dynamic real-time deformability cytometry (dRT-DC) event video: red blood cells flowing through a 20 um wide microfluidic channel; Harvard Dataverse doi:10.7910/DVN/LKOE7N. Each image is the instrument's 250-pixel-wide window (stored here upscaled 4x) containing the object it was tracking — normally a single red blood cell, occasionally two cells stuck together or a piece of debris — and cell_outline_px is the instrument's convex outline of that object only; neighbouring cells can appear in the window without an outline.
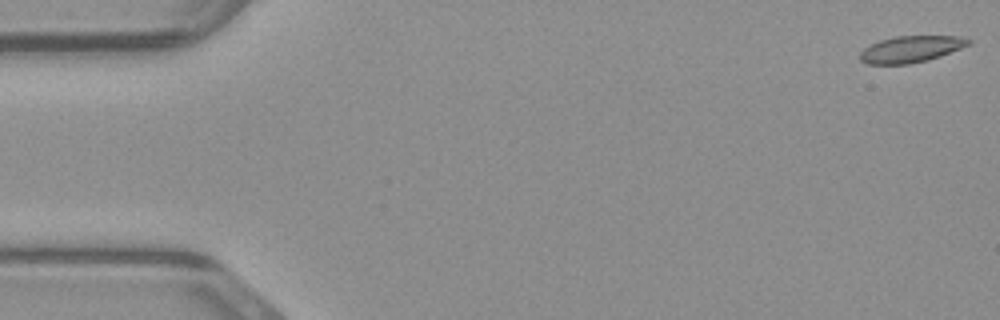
{"species": "common noctule bat (a hibernating species)", "species_latin": "Nyctalus noctula", "temperature_condition": "warm", "stored_images_in_passage": 49, "camera_frame_rate_fps": 3000, "um_per_image_px": 0.085, "animal": {"sex": "male", "body_mass_g": 23.1, "forearm_length_mm": 52.7}, "frame": {"image": 1, "passage_image": 1, "time_ms": 0.0, "image_size_px": [1000, 320], "cell_outline_px": [[972, 44], [940, 56], [928, 60], [908, 64], [868, 64], [860, 60], [860, 52], [864, 48], [880, 40], [896, 36], [964, 36], [972, 40]], "centroid_in_image_um": [77.47, 4.17], "position_along_channel_um": 7.5, "area_um2": 16.82}}
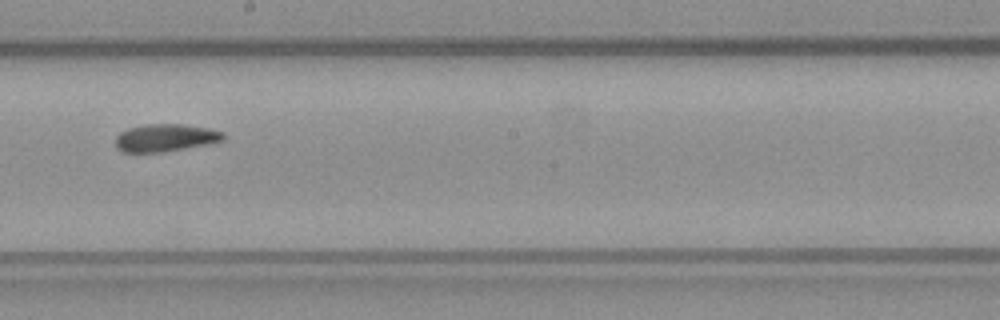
{"frame": {"image": 2, "passage_image": 27, "time_ms": 8.667, "image_size_px": [1000, 320], "cell_outline_px": [[224, 140], [208, 144], [164, 152], [120, 152], [116, 148], [116, 136], [120, 132], [128, 128], [144, 124], [184, 124], [208, 128], [224, 132]], "centroid_in_image_um": [14.04, 11.71], "position_along_channel_um": 234.2, "area_um2": 17.46}}
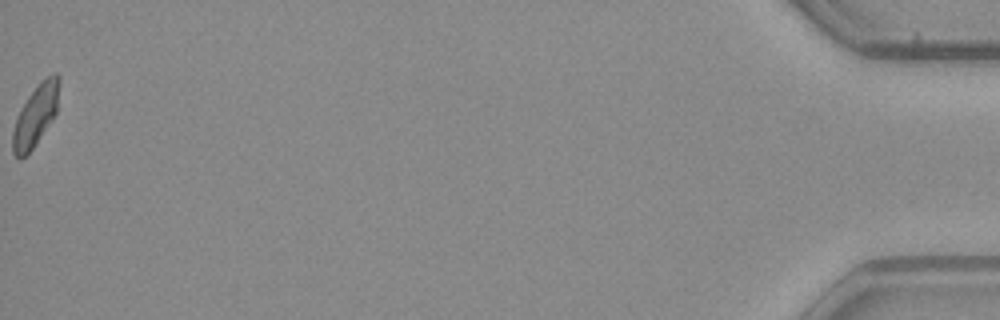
{"frame": {"image": 3, "passage_image": 49, "time_ms": 16.0, "image_size_px": [1000, 320], "cell_outline_px": [[60, 80], [56, 112], [52, 120], [32, 148], [20, 160], [12, 152], [12, 132], [20, 108], [28, 96], [40, 80], [52, 72], [56, 72], [60, 76]], "centroid_in_image_um": [3.03, 9.75], "position_along_channel_um": 432.2, "area_um2": 16.59}}